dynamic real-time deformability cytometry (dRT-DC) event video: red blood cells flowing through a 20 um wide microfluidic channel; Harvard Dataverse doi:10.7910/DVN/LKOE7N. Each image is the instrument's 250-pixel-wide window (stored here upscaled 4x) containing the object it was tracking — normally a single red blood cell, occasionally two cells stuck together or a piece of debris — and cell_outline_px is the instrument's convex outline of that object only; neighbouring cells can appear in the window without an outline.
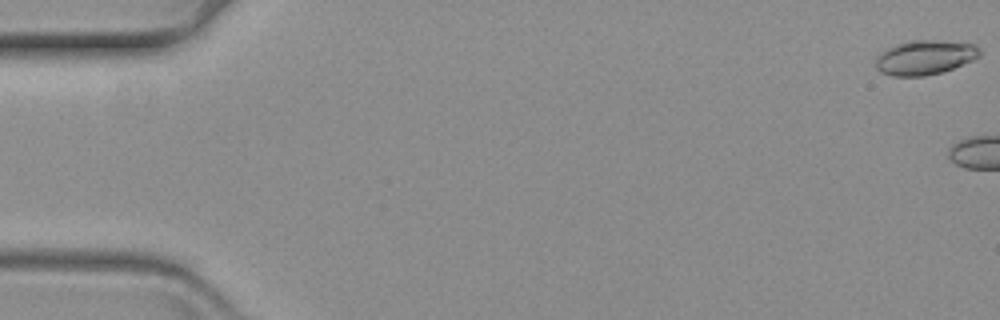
{"species": "common noctule bat (a hibernating species)", "species_latin": "Nyctalus noctula", "temperature_condition": "warm", "stored_images_in_passage": 18, "camera_frame_rate_fps": 3000, "um_per_image_px": 0.085, "animal": {"sex": "female", "body_mass_g": 19.3, "forearm_length_mm": 54.1}, "frame": {"image": 1, "passage_image": 1, "time_ms": 0.0, "image_size_px": [1000, 320], "cell_outline_px": [[980, 56], [972, 60], [952, 68], [940, 72], [924, 76], [892, 76], [880, 72], [876, 68], [876, 56], [880, 52], [888, 48], [908, 40], [936, 40], [972, 44], [980, 48]], "centroid_in_image_um": [78.58, 4.88], "position_along_channel_um": 6.4, "area_um2": 20.75}}
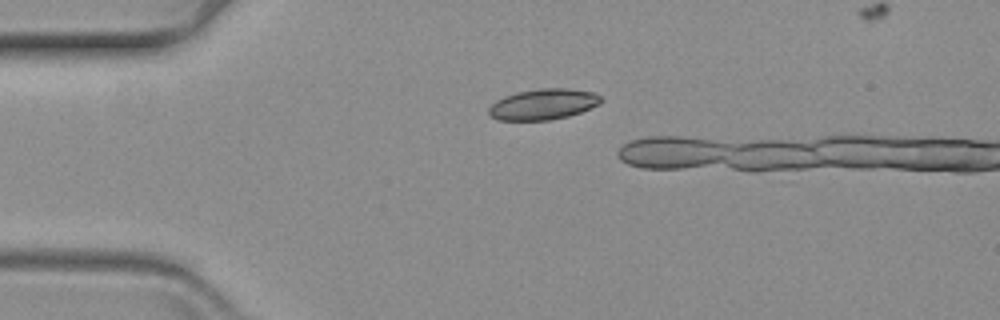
{"frame": {"image": 2, "passage_image": 15, "time_ms": 4.667, "image_size_px": [1000, 320], "cell_outline_px": [[600, 104], [580, 112], [568, 116], [552, 120], [496, 120], [488, 112], [488, 108], [496, 100], [504, 96], [516, 92], [540, 88], [568, 88], [596, 92], [600, 96]], "centroid_in_image_um": [46.17, 8.85], "position_along_channel_um": 38.8, "area_um2": 20.23}}